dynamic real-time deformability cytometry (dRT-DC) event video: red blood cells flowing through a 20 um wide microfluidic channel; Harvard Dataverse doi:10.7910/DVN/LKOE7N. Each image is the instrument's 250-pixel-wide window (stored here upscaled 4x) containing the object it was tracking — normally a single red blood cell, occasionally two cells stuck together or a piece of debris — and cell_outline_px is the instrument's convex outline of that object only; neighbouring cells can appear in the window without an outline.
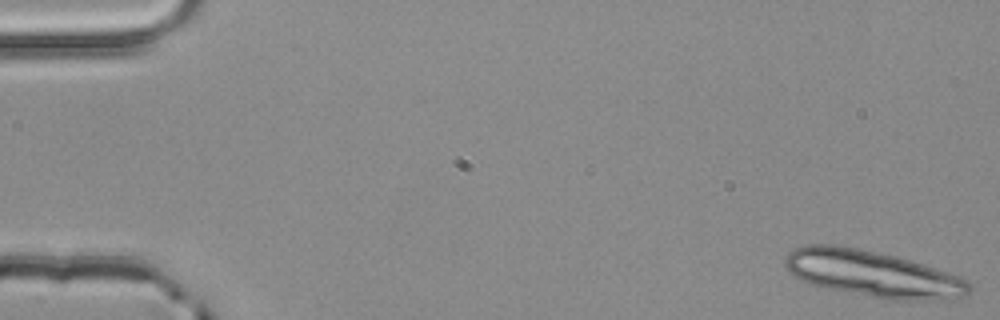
{"species": "common noctule bat (a hibernating species)", "species_latin": "Nyctalus noctula", "temperature_condition": "room temperature", "stored_images_in_passage": 3, "camera_frame_rate_fps": 3000, "um_per_image_px": 0.085, "animal": {"sex": "male", "body_mass_g": 20.4}, "frame": {"image": 1, "passage_image": 1, "time_ms": 0.0, "image_size_px": [1000, 320], "cell_outline_px": [[972, 288], [968, 292], [952, 300], [892, 300], [828, 288], [812, 284], [800, 280], [784, 264], [784, 260], [788, 252], [796, 248], [808, 244], [836, 244], [896, 256], [924, 264], [936, 268], [968, 280], [972, 284]], "centroid_in_image_um": [74.21, 23.27], "position_along_channel_um": 10.8, "area_um2": 49.48}}